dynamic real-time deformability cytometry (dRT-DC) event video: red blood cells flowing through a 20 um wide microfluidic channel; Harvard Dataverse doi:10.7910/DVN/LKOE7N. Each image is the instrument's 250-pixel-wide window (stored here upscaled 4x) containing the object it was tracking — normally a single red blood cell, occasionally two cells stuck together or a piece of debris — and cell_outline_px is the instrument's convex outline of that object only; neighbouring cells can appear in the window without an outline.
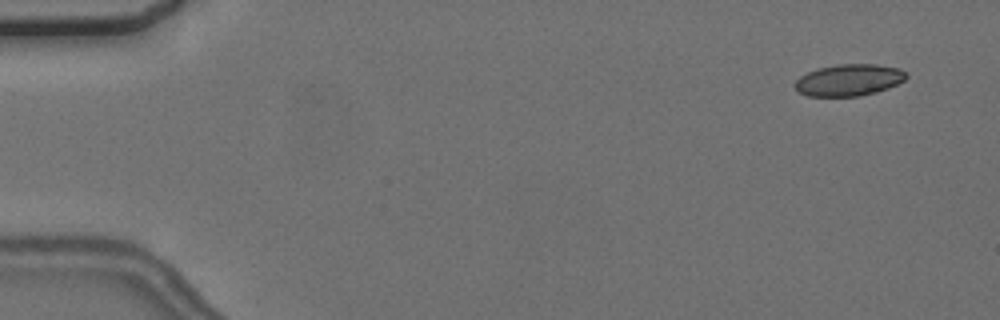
{"species": "common noctule bat (a hibernating species)", "species_latin": "Nyctalus noctula", "temperature_condition": "cold", "stored_images_in_passage": 4, "camera_frame_rate_fps": 3000, "um_per_image_px": 0.085, "animal": {"sex": "female", "body_mass_g": 24.6, "forearm_length_mm": 56.2}, "frame": {"image": 1, "passage_image": 2, "time_ms": 1.0, "image_size_px": [1000, 320], "cell_outline_px": [[908, 76], [904, 80], [888, 88], [876, 92], [860, 96], [808, 96], [800, 92], [792, 84], [800, 76], [816, 68], [836, 64], [876, 64], [900, 68], [908, 72]], "centroid_in_image_um": [72.17, 6.79], "position_along_channel_um": 12.8, "area_um2": 20.75}}